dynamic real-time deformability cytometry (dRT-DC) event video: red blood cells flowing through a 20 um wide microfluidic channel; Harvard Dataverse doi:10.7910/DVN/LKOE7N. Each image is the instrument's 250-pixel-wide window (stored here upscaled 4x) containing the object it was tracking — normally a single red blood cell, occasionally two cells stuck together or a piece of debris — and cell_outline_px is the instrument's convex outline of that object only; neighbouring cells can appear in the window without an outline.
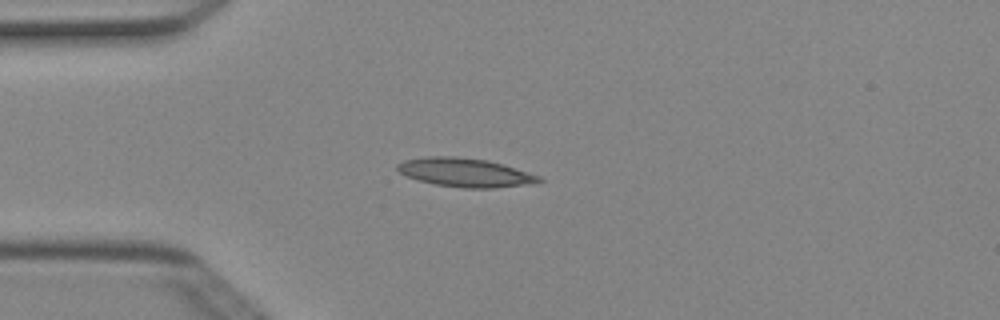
{"species": "Egyptian fruit bat (a non-hibernating species)", "species_latin": "Rousettus aegyptiacus", "temperature_condition": "cold", "stored_images_in_passage": 3, "camera_frame_rate_fps": 3000, "um_per_image_px": 0.085, "animal": {"sex": "female"}, "frame": {"image": 1, "passage_image": 2, "time_ms": 0.333, "image_size_px": [1000, 320], "cell_outline_px": [[544, 180], [532, 184], [496, 188], [464, 188], [436, 184], [420, 180], [408, 176], [400, 172], [396, 168], [396, 164], [404, 160], [428, 156], [456, 156], [488, 160], [504, 164], [540, 176]], "centroid_in_image_um": [39.58, 14.66], "position_along_channel_um": 45.4, "area_um2": 23.76}}